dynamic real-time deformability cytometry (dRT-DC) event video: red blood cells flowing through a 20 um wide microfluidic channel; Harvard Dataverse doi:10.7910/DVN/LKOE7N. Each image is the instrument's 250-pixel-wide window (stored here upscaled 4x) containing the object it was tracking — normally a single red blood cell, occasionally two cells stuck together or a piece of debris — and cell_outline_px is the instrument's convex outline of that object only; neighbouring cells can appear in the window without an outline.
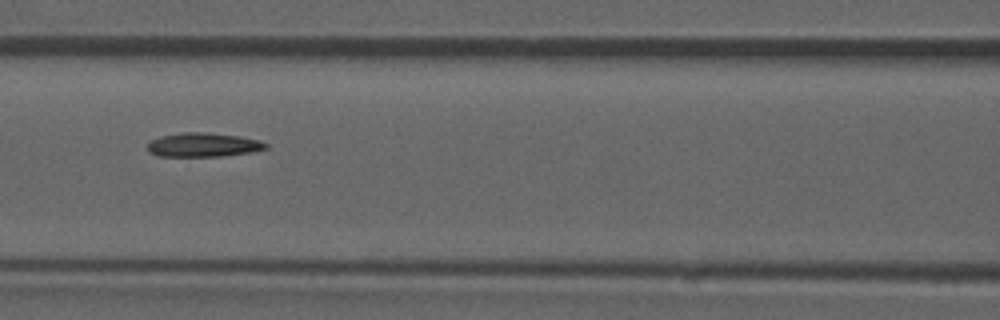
{"species": "common noctule bat (a hibernating species)", "species_latin": "Nyctalus noctula", "temperature_condition": "room temperature", "stored_images_in_passage": 52, "camera_frame_rate_fps": 3000, "um_per_image_px": 0.085, "animal": {"sex": "male", "forearm_length_mm": 52.5}, "frame": {"image": 1, "passage_image": 23, "time_ms": 7.333, "image_size_px": [1000, 320], "cell_outline_px": [[268, 148], [252, 152], [220, 156], [160, 156], [152, 152], [148, 148], [148, 144], [152, 140], [160, 136], [184, 132], [208, 132], [240, 136], [260, 140], [268, 144]], "centroid_in_image_um": [17.34, 12.3], "position_along_channel_um": 149.3, "area_um2": 16.47}, "authors_computed_cell_mechanics": {"area_um2": 16.5597, "velocity_mm_per_s": 3.9, "shape_relaxation_time_tau1_ms": null, "shape_relaxation_time_tau2_ms": 8.2261, "deformation_change_tau1": null, "deformation_change_tau2": 0.1809}}